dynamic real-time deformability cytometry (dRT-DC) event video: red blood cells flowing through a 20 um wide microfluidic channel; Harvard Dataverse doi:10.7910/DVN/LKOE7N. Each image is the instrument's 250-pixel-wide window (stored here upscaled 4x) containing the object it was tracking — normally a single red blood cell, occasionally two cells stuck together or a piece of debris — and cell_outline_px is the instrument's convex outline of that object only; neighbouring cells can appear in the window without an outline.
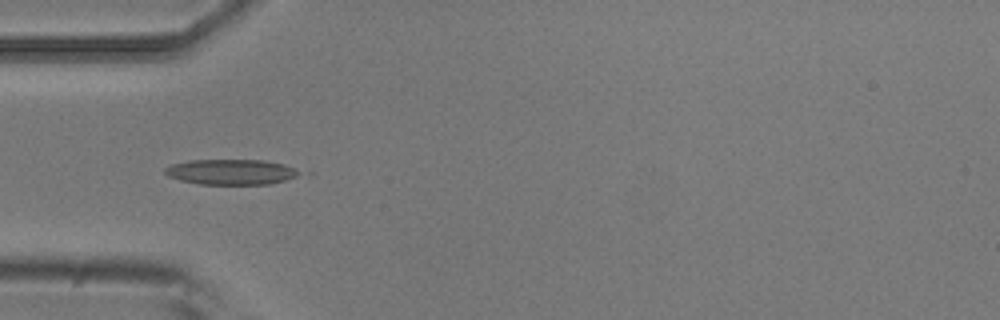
{"species": "common noctule bat (a hibernating species)", "species_latin": "Nyctalus noctula", "temperature_condition": "room temperature", "stored_images_in_passage": 2, "camera_frame_rate_fps": 3000, "um_per_image_px": 0.085, "animal": {"sex": "male", "body_mass_g": 20.5, "forearm_length_mm": 52.5}, "frame": {"image": 1, "passage_image": 1, "time_ms": 0.0, "image_size_px": [1000, 320], "cell_outline_px": [[300, 172], [296, 176], [284, 180], [268, 184], [200, 184], [180, 180], [168, 176], [164, 172], [164, 168], [172, 164], [188, 160], [260, 160], [284, 164]], "centroid_in_image_um": [19.57, 14.61], "position_along_channel_um": 65.4, "area_um2": 19.59}}
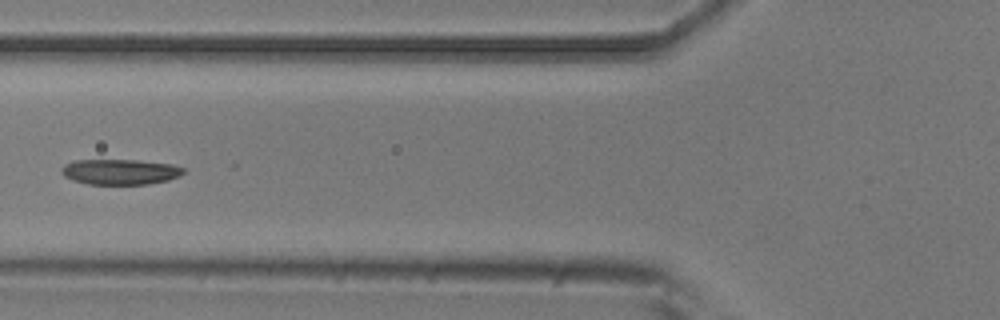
{"frame": {"image": 2, "passage_image": 2, "time_ms": 0.333, "image_size_px": [1000, 320], "cell_outline_px": [[184, 172], [180, 176], [168, 180], [148, 184], [88, 184], [72, 180], [64, 176], [60, 172], [60, 168], [64, 164], [76, 160], [136, 160], [172, 164], [184, 168]], "centroid_in_image_um": [10.19, 14.6], "position_along_channel_um": 115.6, "area_um2": 18.15}}